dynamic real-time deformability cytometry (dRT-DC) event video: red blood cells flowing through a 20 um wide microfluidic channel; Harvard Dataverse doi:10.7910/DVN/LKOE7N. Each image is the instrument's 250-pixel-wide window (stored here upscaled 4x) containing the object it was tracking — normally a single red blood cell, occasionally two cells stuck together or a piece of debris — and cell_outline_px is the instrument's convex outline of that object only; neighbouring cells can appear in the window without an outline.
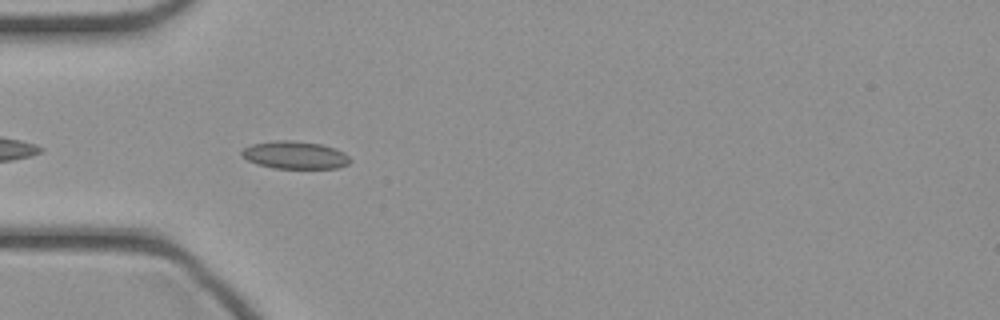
{"species": "common noctule bat (a hibernating species)", "species_latin": "Nyctalus noctula", "temperature_condition": "cold", "stored_images_in_passage": 36, "camera_frame_rate_fps": 3000, "um_per_image_px": 0.085, "animal": {"sex": "female", "body_mass_g": 21.9}, "frame": {"image": 1, "passage_image": 4, "time_ms": 1.0, "image_size_px": [1000, 320], "cell_outline_px": [[352, 160], [348, 164], [336, 168], [272, 168], [256, 164], [240, 156], [240, 152], [244, 148], [252, 144], [276, 140], [292, 140], [320, 144], [336, 148], [344, 152]], "centroid_in_image_um": [25.05, 13.18], "position_along_channel_um": 59.9, "area_um2": 17.57}}
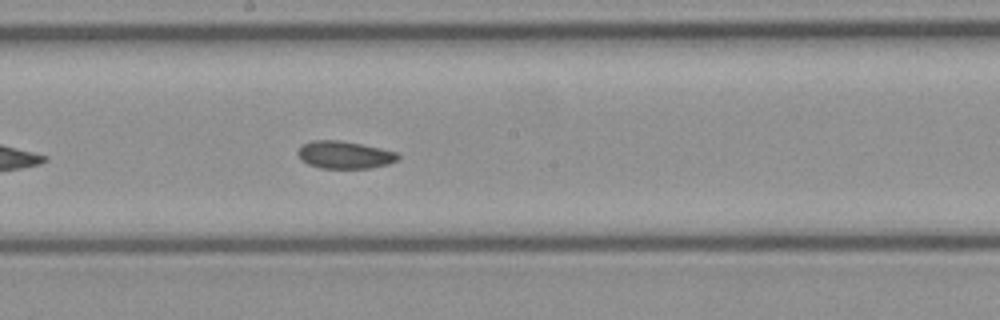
{"frame": {"image": 2, "passage_image": 15, "time_ms": 4.667, "image_size_px": [1000, 320], "cell_outline_px": [[400, 160], [388, 164], [372, 168], [320, 168], [308, 164], [300, 160], [296, 152], [304, 144], [312, 140], [340, 140], [400, 152]], "centroid_in_image_um": [29.32, 13.17], "position_along_channel_um": 218.9, "area_um2": 16.24}}
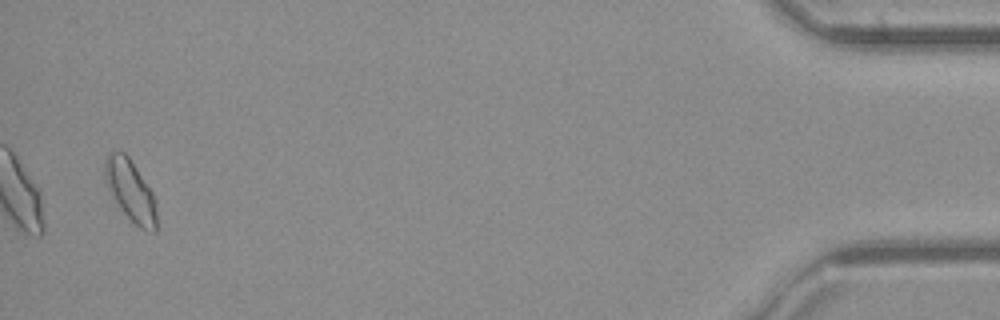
{"frame": {"image": 3, "passage_image": 35, "time_ms": 11.333, "image_size_px": [1000, 320], "cell_outline_px": [[156, 232], [148, 232], [132, 224], [120, 208], [108, 188], [104, 176], [104, 156], [112, 148], [124, 152], [128, 156], [152, 192], [156, 200]], "centroid_in_image_um": [11.07, 16.19], "position_along_channel_um": 424.1, "area_um2": 18.84}}